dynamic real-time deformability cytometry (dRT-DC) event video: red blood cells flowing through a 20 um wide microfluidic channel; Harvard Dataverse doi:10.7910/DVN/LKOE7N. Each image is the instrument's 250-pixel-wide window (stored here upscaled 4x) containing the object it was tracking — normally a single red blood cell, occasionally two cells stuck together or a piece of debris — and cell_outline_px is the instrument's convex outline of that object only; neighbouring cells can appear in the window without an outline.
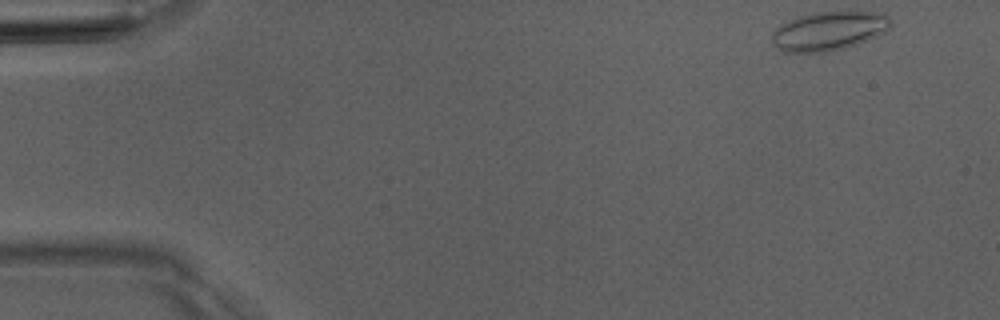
{"species": "Egyptian fruit bat (a non-hibernating species)", "species_latin": "Rousettus aegyptiacus", "temperature_condition": "room temperature", "stored_images_in_passage": 4, "camera_frame_rate_fps": 3000, "um_per_image_px": 0.085, "animal": {"sex": "male"}, "frame": {"image": 1, "passage_image": 1, "time_ms": 0.0, "image_size_px": [1000, 320], "cell_outline_px": [[892, 28], [868, 40], [844, 48], [824, 52], [784, 52], [776, 48], [772, 44], [772, 32], [780, 24], [788, 20], [812, 12], [884, 12], [892, 20]], "centroid_in_image_um": [70.46, 2.63], "position_along_channel_um": 14.5, "area_um2": 27.17}}